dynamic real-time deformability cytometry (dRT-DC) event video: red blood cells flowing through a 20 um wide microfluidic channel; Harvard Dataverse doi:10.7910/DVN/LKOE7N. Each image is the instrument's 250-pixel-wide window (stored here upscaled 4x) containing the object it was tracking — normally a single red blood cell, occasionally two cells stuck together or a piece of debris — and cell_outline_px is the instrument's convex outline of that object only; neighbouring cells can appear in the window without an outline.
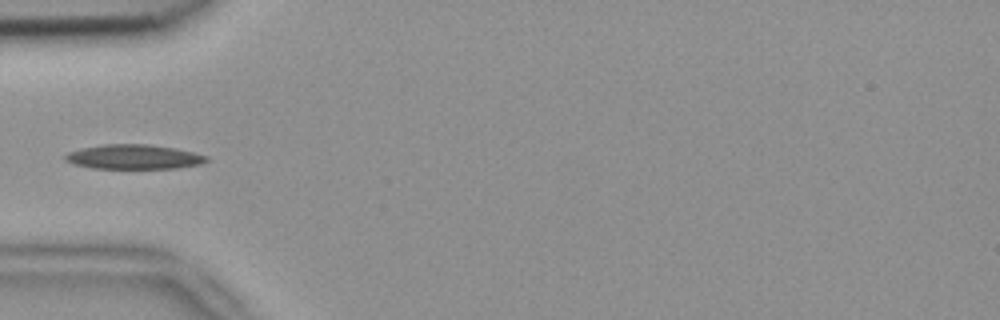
{"species": "common noctule bat (a hibernating species)", "species_latin": "Nyctalus noctula", "temperature_condition": "room temperature", "stored_images_in_passage": 2, "camera_frame_rate_fps": 3000, "um_per_image_px": 0.085, "animal": {"sex": "female", "body_mass_g": 18.4}, "frame": {"image": 1, "passage_image": 1, "time_ms": 0.0, "image_size_px": [1000, 320], "cell_outline_px": [[208, 160], [200, 164], [176, 168], [92, 168], [72, 164], [64, 160], [64, 156], [68, 152], [80, 148], [104, 144], [148, 144], [176, 148], [208, 156]], "centroid_in_image_um": [11.33, 13.33], "position_along_channel_um": 73.7, "area_um2": 20.23}}